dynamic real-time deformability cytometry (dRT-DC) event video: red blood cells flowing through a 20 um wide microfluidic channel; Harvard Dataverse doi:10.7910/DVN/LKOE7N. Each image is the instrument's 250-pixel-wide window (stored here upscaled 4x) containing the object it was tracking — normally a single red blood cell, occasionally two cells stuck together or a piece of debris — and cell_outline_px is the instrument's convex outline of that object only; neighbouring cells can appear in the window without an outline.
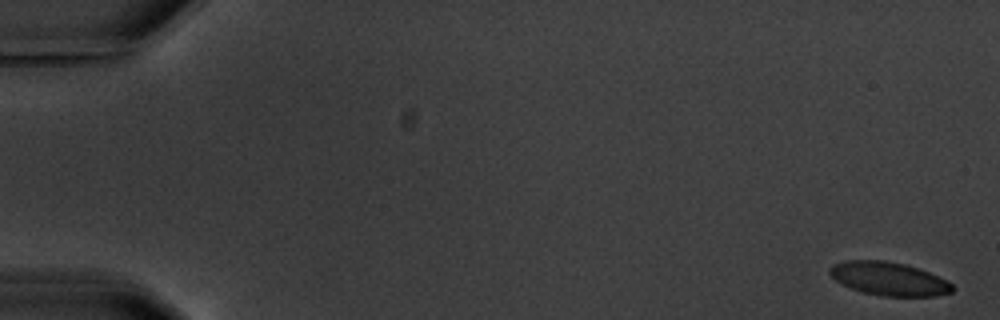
{"species": "common noctule bat (a hibernating species)", "species_latin": "Nyctalus noctula", "temperature_condition": "warm", "stored_images_in_passage": 6, "camera_frame_rate_fps": 3000, "um_per_image_px": 0.085, "animal": {"sex": "male", "body_mass_g": 20.1, "forearm_length_mm": 53.5}, "frame": {"image": 1, "passage_image": 1, "time_ms": 0.0, "image_size_px": [1000, 320], "cell_outline_px": [[956, 288], [952, 292], [936, 296], [880, 296], [848, 288], [840, 284], [828, 272], [828, 268], [832, 264], [848, 260], [884, 260], [904, 264], [928, 272], [952, 284]], "centroid_in_image_um": [75.51, 23.7], "position_along_channel_um": 9.5, "area_um2": 23.87}}